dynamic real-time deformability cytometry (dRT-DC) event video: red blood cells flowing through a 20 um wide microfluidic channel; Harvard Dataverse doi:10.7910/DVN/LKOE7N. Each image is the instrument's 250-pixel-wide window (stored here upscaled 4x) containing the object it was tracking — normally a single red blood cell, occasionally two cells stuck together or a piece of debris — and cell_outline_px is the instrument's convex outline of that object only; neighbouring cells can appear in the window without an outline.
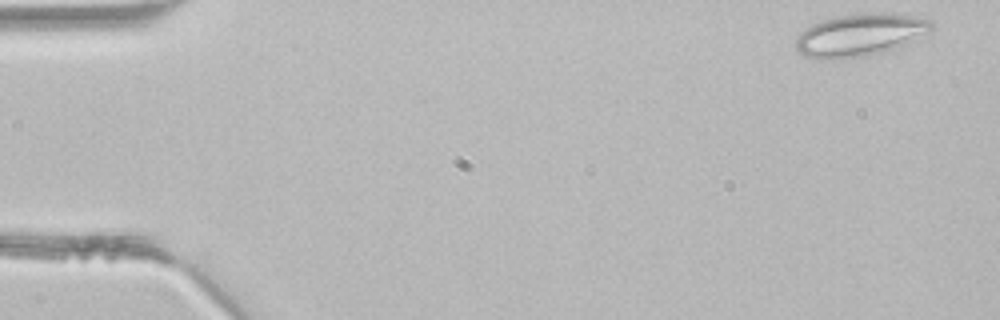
{"species": "common noctule bat (a hibernating species)", "species_latin": "Nyctalus noctula", "temperature_condition": "room temperature", "stored_images_in_passage": 5, "camera_frame_rate_fps": 3000, "um_per_image_px": 0.085, "animal": {"sex": "male", "body_mass_g": 21.5, "forearm_length_mm": 52.0}, "frame": {"image": 1, "passage_image": 1, "time_ms": 0.0, "image_size_px": [1000, 320], "cell_outline_px": [[932, 28], [920, 40], [896, 48], [864, 56], [832, 60], [820, 60], [804, 56], [796, 48], [796, 36], [804, 28], [812, 24], [824, 20], [840, 16], [864, 12], [892, 12], [932, 20]], "centroid_in_image_um": [73.12, 2.97], "position_along_channel_um": 11.9, "area_um2": 34.1}}